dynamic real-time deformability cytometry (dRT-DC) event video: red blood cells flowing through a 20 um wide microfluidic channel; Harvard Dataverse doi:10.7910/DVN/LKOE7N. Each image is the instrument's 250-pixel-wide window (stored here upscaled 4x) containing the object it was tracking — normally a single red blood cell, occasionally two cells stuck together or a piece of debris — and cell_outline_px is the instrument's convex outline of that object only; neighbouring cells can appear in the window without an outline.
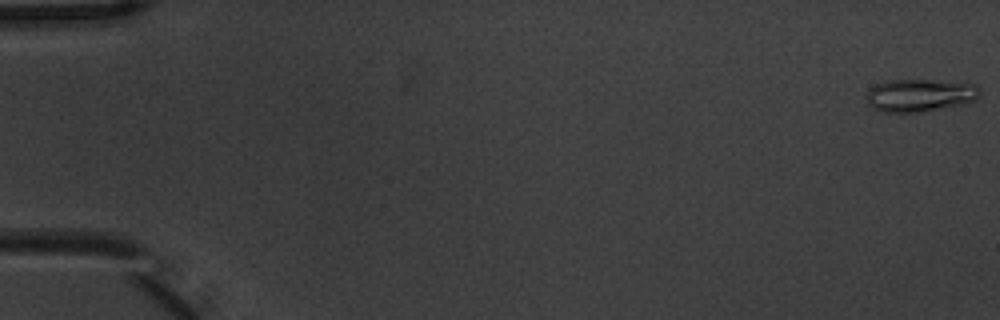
{"species": "common noctule bat (a hibernating species)", "species_latin": "Nyctalus noctula", "temperature_condition": "warm", "stored_images_in_passage": 9, "camera_frame_rate_fps": 3000, "um_per_image_px": 0.085, "animal": {"sex": "male", "body_mass_g": 20.1, "forearm_length_mm": 53.5}, "frame": {"image": 1, "passage_image": 1, "time_ms": 0.0, "image_size_px": [1000, 320], "cell_outline_px": [[980, 92], [976, 100], [964, 104], [916, 112], [880, 112], [872, 108], [868, 104], [864, 96], [876, 84], [888, 80], [928, 80], [976, 84], [980, 88]], "centroid_in_image_um": [78.16, 8.1], "position_along_channel_um": 6.8, "area_um2": 21.56}}
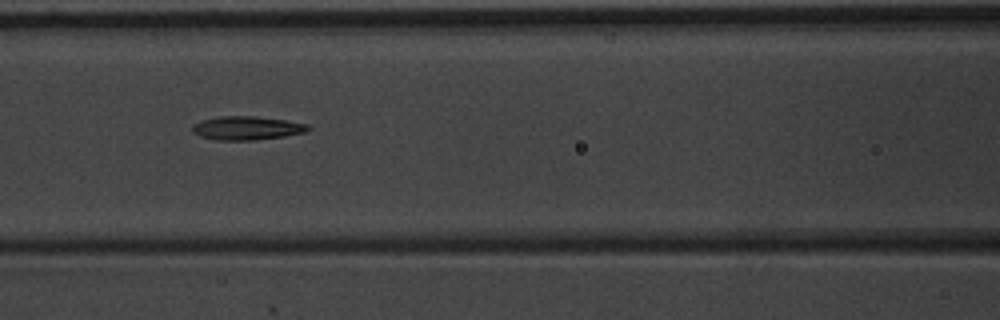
{"frame": {"image": 2, "passage_image": 8, "time_ms": 2.333, "image_size_px": [1000, 320], "cell_outline_px": [[312, 128], [304, 132], [284, 136], [256, 140], [216, 140], [200, 136], [192, 132], [192, 124], [216, 116], [256, 116], [284, 120], [308, 124]], "centroid_in_image_um": [20.96, 10.88], "position_along_channel_um": 145.6, "area_um2": 15.95}}
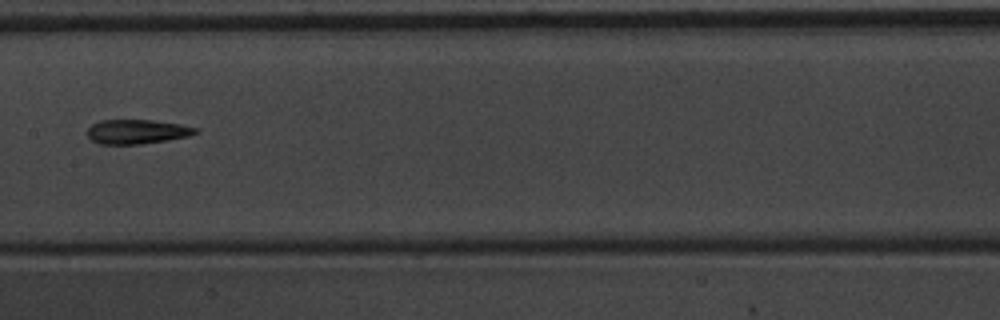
{"frame": {"image": 3, "passage_image": 9, "time_ms": 2.667, "image_size_px": [1000, 320], "cell_outline_px": [[200, 128], [196, 132], [188, 136], [168, 140], [140, 144], [100, 144], [92, 140], [84, 132], [92, 124], [100, 120], [152, 120], [180, 124]], "centroid_in_image_um": [11.61, 11.19], "position_along_channel_um": 195.8, "area_um2": 15.43}}